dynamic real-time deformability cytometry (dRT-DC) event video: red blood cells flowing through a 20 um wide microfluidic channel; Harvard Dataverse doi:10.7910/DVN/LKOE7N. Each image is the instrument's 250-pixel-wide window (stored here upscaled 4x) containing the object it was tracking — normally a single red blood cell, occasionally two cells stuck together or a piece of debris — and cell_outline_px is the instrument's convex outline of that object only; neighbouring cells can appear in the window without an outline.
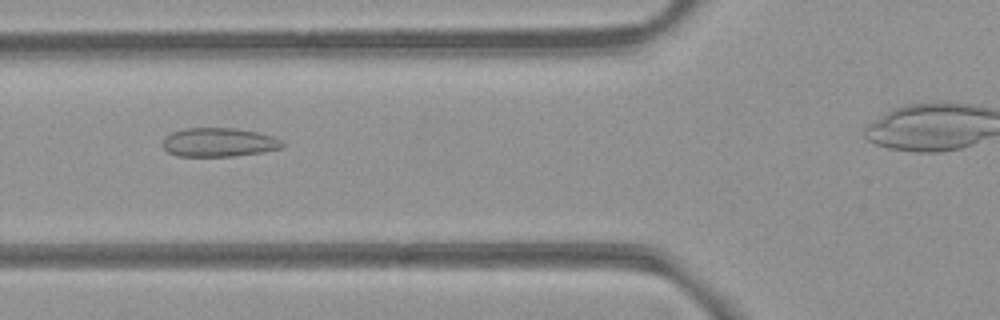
{"species": "common noctule bat (a hibernating species)", "species_latin": "Nyctalus noctula", "temperature_condition": "room temperature", "stored_images_in_passage": 35, "camera_frame_rate_fps": 3000, "um_per_image_px": 0.085, "animal": {"sex": "female", "body_mass_g": 21.9}, "frame": {"image": 1, "passage_image": 10, "time_ms": 3.0, "image_size_px": [1000, 320], "cell_outline_px": [[284, 144], [280, 148], [264, 152], [232, 156], [176, 156], [168, 152], [164, 148], [164, 140], [172, 132], [188, 128], [236, 128], [256, 132], [272, 136], [280, 140]], "centroid_in_image_um": [18.61, 12.1], "position_along_channel_um": 107.2, "area_um2": 19.88}}
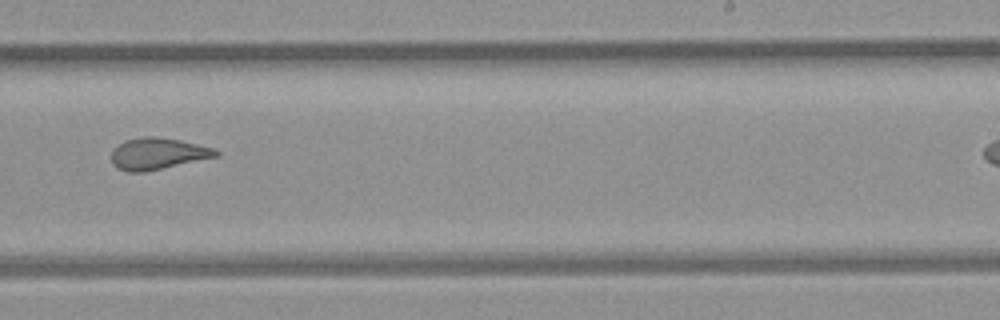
{"frame": {"image": 2, "passage_image": 23, "time_ms": 7.333, "image_size_px": [1000, 320], "cell_outline_px": [[220, 156], [144, 172], [128, 172], [116, 168], [112, 164], [112, 152], [124, 140], [144, 136], [152, 136], [180, 140], [212, 148], [220, 152]], "centroid_in_image_um": [13.4, 13.07], "position_along_channel_um": 275.6, "area_um2": 19.13}}
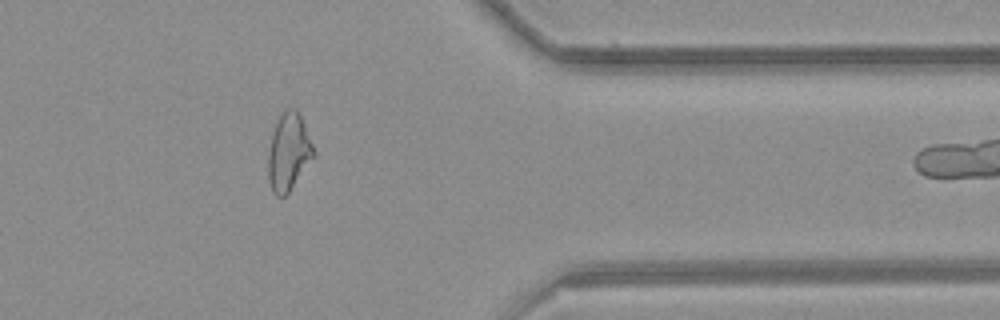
{"frame": {"image": 3, "passage_image": 33, "time_ms": 10.667, "image_size_px": [1000, 320], "cell_outline_px": [[316, 156], [288, 192], [284, 196], [276, 196], [272, 192], [268, 180], [268, 152], [272, 132], [276, 120], [284, 108], [296, 108], [304, 124], [316, 152]], "centroid_in_image_um": [24.53, 12.91], "position_along_channel_um": 386.9, "area_um2": 20.75}, "authors_computed_cell_mechanics": {"area_um2": 19.8254, "velocity_mm_per_s": 3.8758, "shape_relaxation_time_tau1_ms": null, "shape_relaxation_time_tau2_ms": 1.8908, "deformation_change_tau1": null, "deformation_change_tau2": 0.0881}}